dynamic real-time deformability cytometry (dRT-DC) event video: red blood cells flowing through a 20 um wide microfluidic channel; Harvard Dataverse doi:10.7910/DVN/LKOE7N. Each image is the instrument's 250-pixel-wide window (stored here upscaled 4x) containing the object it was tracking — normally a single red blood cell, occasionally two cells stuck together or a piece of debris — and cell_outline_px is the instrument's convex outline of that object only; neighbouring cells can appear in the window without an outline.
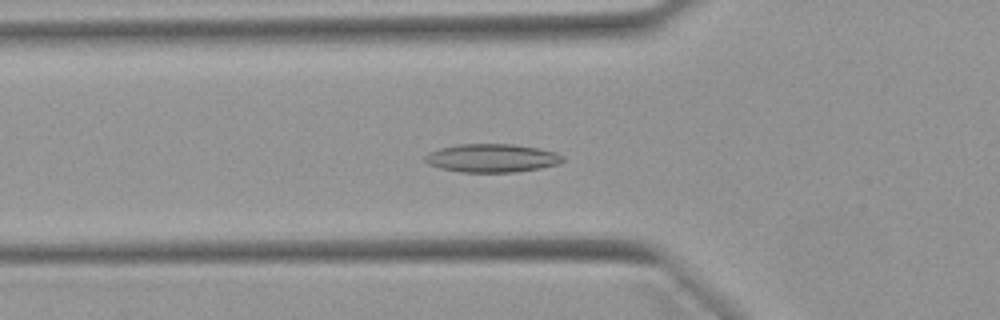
{"species": "Egyptian fruit bat (a non-hibernating species)", "species_latin": "Rousettus aegyptiacus", "temperature_condition": "warm", "stored_images_in_passage": 40, "camera_frame_rate_fps": 3000, "um_per_image_px": 0.085, "animal": {"sex": "female"}, "frame": {"image": 1, "passage_image": 6, "time_ms": 1.667, "image_size_px": [1000, 320], "cell_outline_px": [[564, 160], [560, 164], [540, 168], [516, 172], [460, 172], [440, 168], [428, 164], [424, 160], [424, 156], [428, 152], [440, 148], [456, 144], [512, 144], [536, 148], [556, 152], [564, 156]], "centroid_in_image_um": [41.8, 13.44], "position_along_channel_um": 84.0, "area_um2": 22.89}}
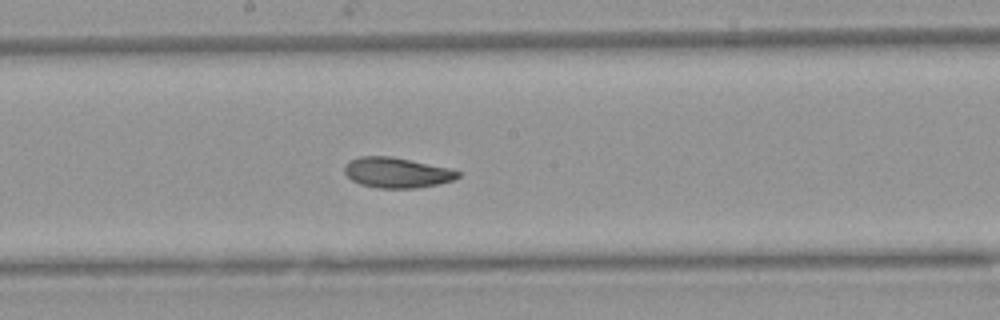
{"frame": {"image": 2, "passage_image": 16, "time_ms": 5.0, "image_size_px": [1000, 320], "cell_outline_px": [[460, 176], [456, 180], [416, 188], [376, 188], [360, 184], [352, 180], [344, 172], [344, 168], [352, 160], [360, 156], [392, 156], [448, 168], [460, 172]], "centroid_in_image_um": [33.74, 14.68], "position_along_channel_um": 214.5, "area_um2": 19.88}}
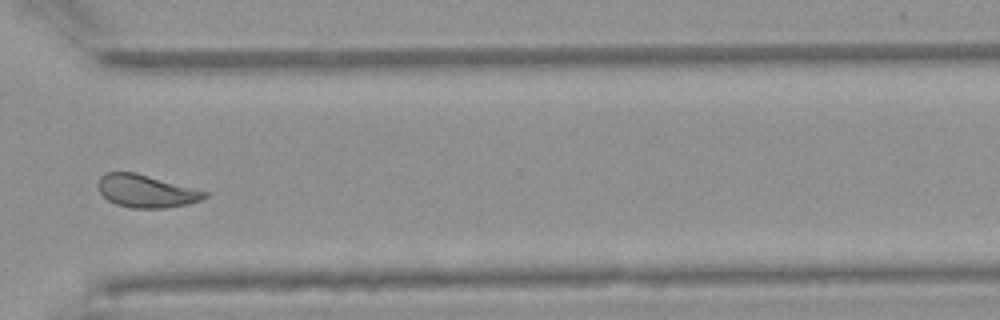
{"frame": {"image": 3, "passage_image": 27, "time_ms": 8.667, "image_size_px": [1000, 320], "cell_outline_px": [[208, 196], [204, 200], [188, 204], [164, 208], [132, 208], [116, 204], [108, 200], [100, 192], [100, 176], [104, 172], [136, 172], [208, 192]], "centroid_in_image_um": [12.46, 16.25], "position_along_channel_um": 358.1, "area_um2": 20.23}, "authors_computed_cell_mechanics": {"area_um2": 20.7213, "velocity_mm_per_s": 3.9085, "shape_relaxation_time_tau1_ms": 4.7864, "shape_relaxation_time_tau2_ms": 2.3856, "deformation_change_tau1": 0.1279, "deformation_change_tau2": 0.0775}}